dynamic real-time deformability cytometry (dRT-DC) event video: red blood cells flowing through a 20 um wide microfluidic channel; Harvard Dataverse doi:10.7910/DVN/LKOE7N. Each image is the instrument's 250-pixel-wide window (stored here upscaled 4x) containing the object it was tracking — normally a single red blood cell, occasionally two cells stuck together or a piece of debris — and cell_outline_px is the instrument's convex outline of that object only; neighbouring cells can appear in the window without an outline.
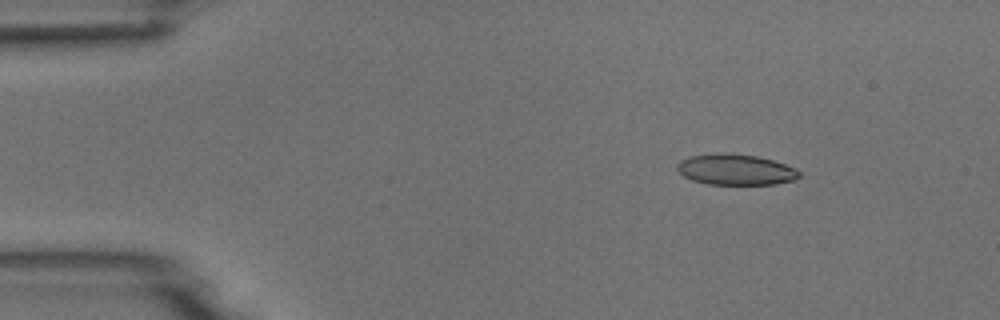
{"species": "common noctule bat (a hibernating species)", "species_latin": "Nyctalus noctula", "temperature_condition": "room temperature", "stored_images_in_passage": 5, "camera_frame_rate_fps": 3000, "um_per_image_px": 0.085, "animal": {"sex": "male", "body_mass_g": 18.8}, "frame": {"image": 1, "passage_image": 2, "time_ms": 1.0, "image_size_px": [1000, 320], "cell_outline_px": [[800, 176], [796, 180], [776, 184], [708, 184], [692, 180], [684, 176], [676, 168], [676, 164], [680, 160], [688, 156], [716, 152], [724, 152], [756, 156], [772, 160], [796, 168], [800, 172]], "centroid_in_image_um": [62.51, 14.4], "position_along_channel_um": 22.5, "area_um2": 22.14}}
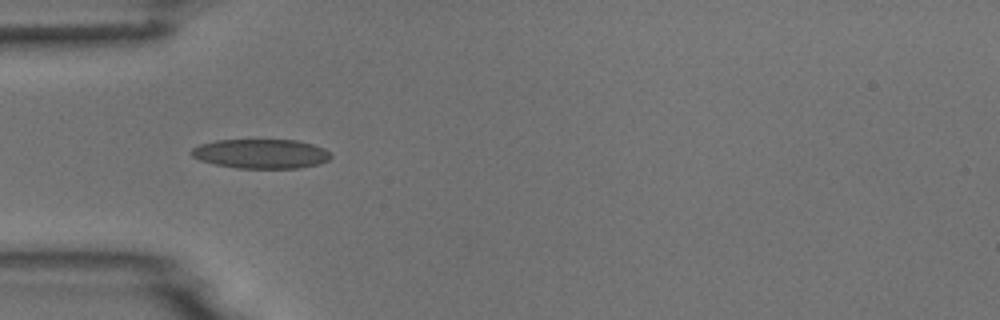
{"frame": {"image": 2, "passage_image": 4, "time_ms": 4.0, "image_size_px": [1000, 320], "cell_outline_px": [[332, 156], [328, 160], [316, 164], [300, 168], [236, 168], [216, 164], [200, 160], [192, 156], [188, 152], [192, 148], [200, 144], [216, 140], [296, 140], [312, 144], [324, 148]], "centroid_in_image_um": [22.15, 13.06], "position_along_channel_um": 62.8, "area_um2": 23.81}}